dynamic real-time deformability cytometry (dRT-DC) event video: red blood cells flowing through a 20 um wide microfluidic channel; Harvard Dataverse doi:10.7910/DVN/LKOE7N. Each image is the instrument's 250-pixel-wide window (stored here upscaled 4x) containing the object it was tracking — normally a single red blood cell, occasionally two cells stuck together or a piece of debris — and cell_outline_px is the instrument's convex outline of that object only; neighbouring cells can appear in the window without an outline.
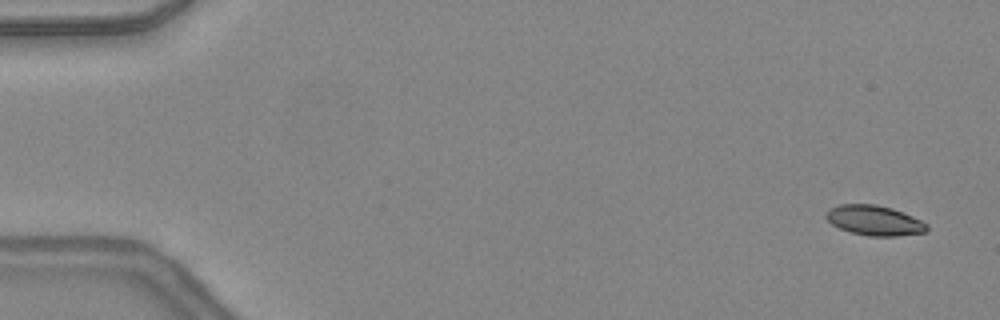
{"species": "common noctule bat (a hibernating species)", "species_latin": "Nyctalus noctula", "temperature_condition": "warm", "stored_images_in_passage": 19, "camera_frame_rate_fps": 3000, "um_per_image_px": 0.085, "animal": {"sex": "female", "body_mass_g": 24.6, "forearm_length_mm": 56.2}, "frame": {"image": 1, "passage_image": 3, "time_ms": 0.667, "image_size_px": [1000, 320], "cell_outline_px": [[928, 228], [924, 232], [896, 236], [868, 236], [852, 232], [840, 228], [832, 224], [824, 216], [828, 208], [840, 204], [876, 204], [892, 208], [912, 216], [928, 224]], "centroid_in_image_um": [74.3, 18.72], "position_along_channel_um": 10.7, "area_um2": 17.57}}
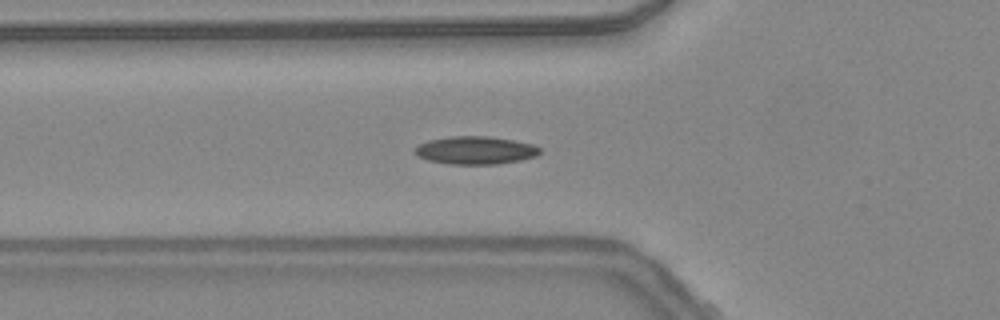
{"frame": {"image": 2, "passage_image": 18, "time_ms": 5.667, "image_size_px": [1000, 320], "cell_outline_px": [[540, 152], [536, 156], [520, 160], [496, 164], [448, 164], [428, 160], [416, 156], [412, 152], [420, 144], [428, 140], [448, 136], [488, 136], [516, 140], [532, 144], [540, 148]], "centroid_in_image_um": [40.39, 12.77], "position_along_channel_um": 85.4, "area_um2": 20.46}}